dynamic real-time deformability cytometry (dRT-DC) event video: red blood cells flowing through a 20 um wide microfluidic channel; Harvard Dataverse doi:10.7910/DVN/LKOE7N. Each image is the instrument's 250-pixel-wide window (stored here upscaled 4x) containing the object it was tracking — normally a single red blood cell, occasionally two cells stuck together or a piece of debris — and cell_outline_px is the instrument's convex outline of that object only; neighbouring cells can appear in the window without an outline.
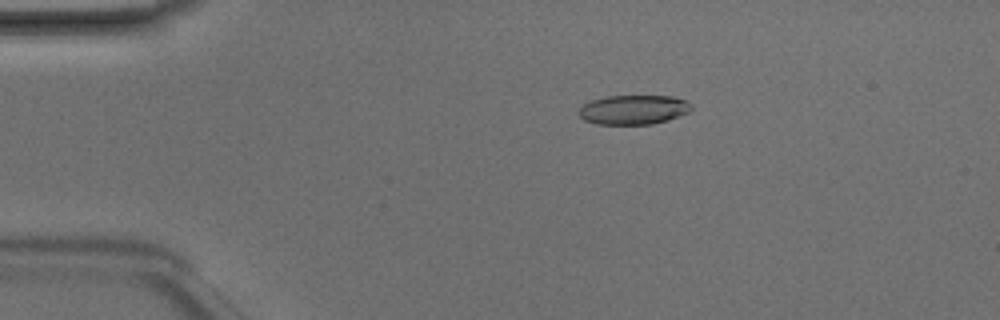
{"species": "Egyptian fruit bat (a non-hibernating species)", "species_latin": "Rousettus aegyptiacus", "temperature_condition": "room temperature", "stored_images_in_passage": 48, "camera_frame_rate_fps": 3000, "um_per_image_px": 0.085, "animal": {"sex": "male"}, "frame": {"image": 1, "passage_image": 9, "time_ms": 2.667, "image_size_px": [1000, 320], "cell_outline_px": [[692, 108], [688, 112], [668, 120], [652, 124], [596, 124], [584, 120], [576, 112], [584, 104], [592, 100], [608, 96], [672, 96], [684, 100]], "centroid_in_image_um": [53.8, 9.33], "position_along_channel_um": 31.2, "area_um2": 19.13}}
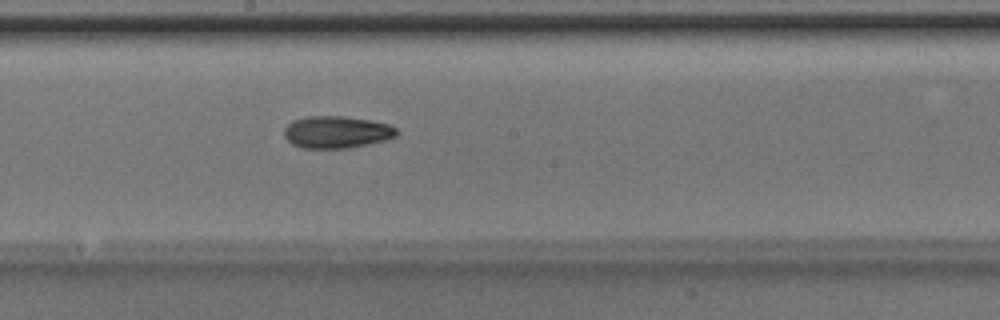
{"frame": {"image": 2, "passage_image": 26, "time_ms": 8.333, "image_size_px": [1000, 320], "cell_outline_px": [[396, 136], [384, 140], [368, 144], [348, 148], [304, 148], [292, 144], [284, 136], [284, 128], [292, 120], [304, 116], [344, 116], [372, 120], [388, 124], [396, 128]], "centroid_in_image_um": [28.58, 11.21], "position_along_channel_um": 219.6, "area_um2": 21.1}}
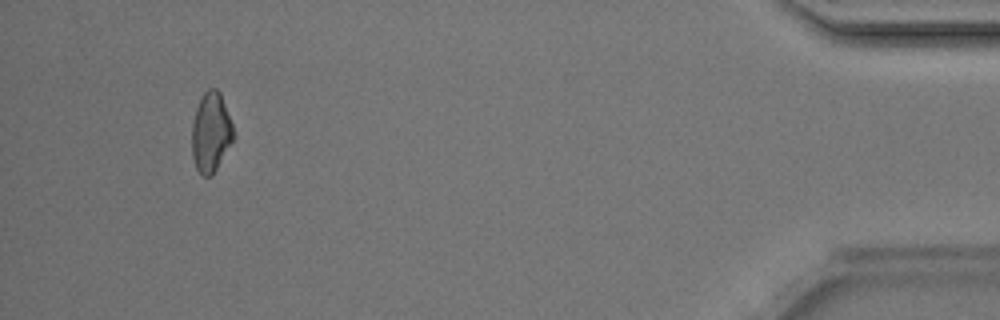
{"frame": {"image": 3, "passage_image": 45, "time_ms": 14.667, "image_size_px": [1000, 320], "cell_outline_px": [[236, 136], [212, 176], [200, 176], [196, 168], [192, 156], [192, 124], [196, 108], [204, 92], [208, 88], [216, 88], [220, 92], [232, 124]], "centroid_in_image_um": [17.93, 11.27], "position_along_channel_um": 417.3, "area_um2": 19.42}, "authors_computed_cell_mechanics": {"area_um2": 20.1433, "velocity_mm_per_s": 4.2254, "shape_relaxation_time_tau1_ms": 5.5045, "shape_relaxation_time_tau2_ms": 5.2445, "deformation_change_tau1": 0.142, "deformation_change_tau2": 0.1231}}